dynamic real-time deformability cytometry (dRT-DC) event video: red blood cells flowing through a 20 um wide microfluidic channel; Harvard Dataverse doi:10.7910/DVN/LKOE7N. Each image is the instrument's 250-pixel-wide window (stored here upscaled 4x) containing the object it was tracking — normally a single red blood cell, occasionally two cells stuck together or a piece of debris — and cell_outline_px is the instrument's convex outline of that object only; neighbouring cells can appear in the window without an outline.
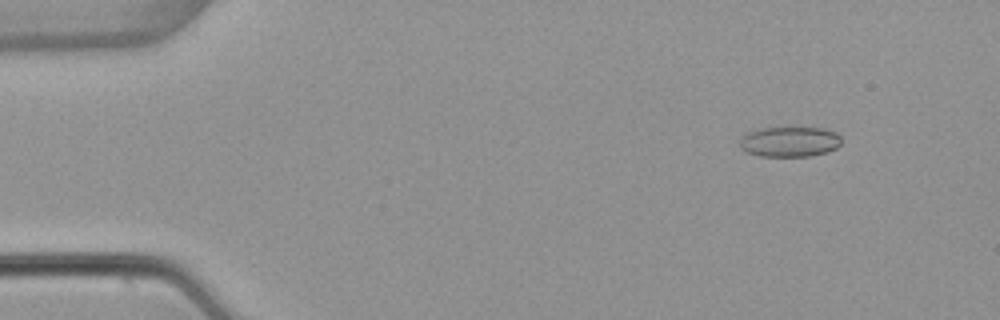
{"species": "common noctule bat (a hibernating species)", "species_latin": "Nyctalus noctula", "temperature_condition": "warm", "stored_images_in_passage": 53, "camera_frame_rate_fps": 3000, "um_per_image_px": 0.085, "animal": {"sex": "female", "body_mass_g": 22.7, "forearm_length_mm": 54.2}, "frame": {"image": 1, "passage_image": 6, "time_ms": 1.667, "image_size_px": [1000, 320], "cell_outline_px": [[840, 144], [836, 148], [828, 152], [808, 156], [760, 156], [748, 152], [740, 148], [740, 140], [748, 132], [760, 128], [824, 128], [836, 132], [840, 136]], "centroid_in_image_um": [67.14, 12.04], "position_along_channel_um": 17.9, "area_um2": 17.8}}
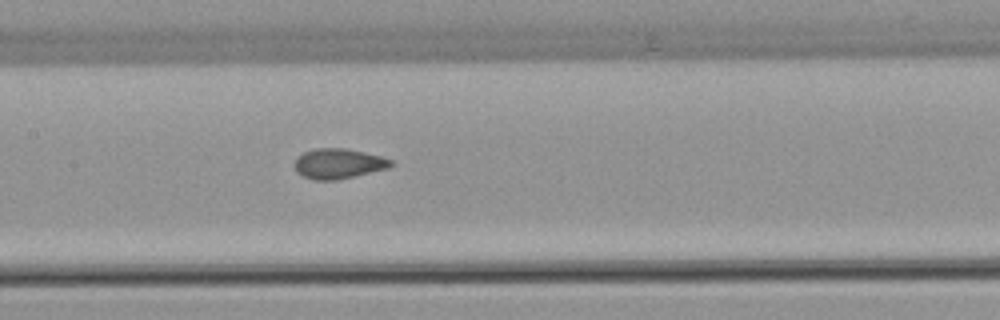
{"frame": {"image": 2, "passage_image": 26, "time_ms": 8.333, "image_size_px": [1000, 320], "cell_outline_px": [[392, 164], [388, 168], [336, 180], [312, 180], [296, 172], [296, 160], [304, 152], [316, 148], [344, 148], [364, 152], [380, 156], [392, 160]], "centroid_in_image_um": [28.76, 13.91], "position_along_channel_um": 178.6, "area_um2": 16.59}}
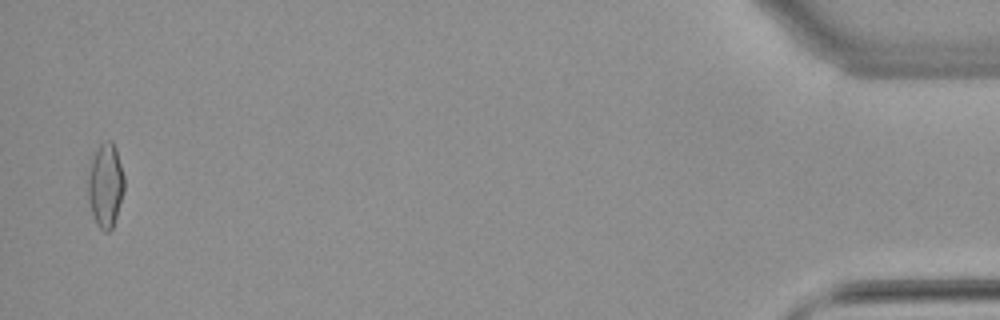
{"frame": {"image": 3, "passage_image": 52, "time_ms": 17.0, "image_size_px": [1000, 320], "cell_outline_px": [[124, 192], [112, 228], [108, 232], [104, 232], [100, 228], [92, 212], [88, 200], [88, 176], [92, 160], [100, 144], [108, 140], [112, 140], [116, 148], [124, 176]], "centroid_in_image_um": [8.98, 15.74], "position_along_channel_um": 426.2, "area_um2": 17.46}, "authors_computed_cell_mechanics": {"area_um2": 17.051, "velocity_mm_per_s": 3.8993, "shape_relaxation_time_tau1_ms": 10.0409, "shape_relaxation_time_tau2_ms": 0.7004, "deformation_change_tau1": 0.1875, "deformation_change_tau2": 0.0647}}